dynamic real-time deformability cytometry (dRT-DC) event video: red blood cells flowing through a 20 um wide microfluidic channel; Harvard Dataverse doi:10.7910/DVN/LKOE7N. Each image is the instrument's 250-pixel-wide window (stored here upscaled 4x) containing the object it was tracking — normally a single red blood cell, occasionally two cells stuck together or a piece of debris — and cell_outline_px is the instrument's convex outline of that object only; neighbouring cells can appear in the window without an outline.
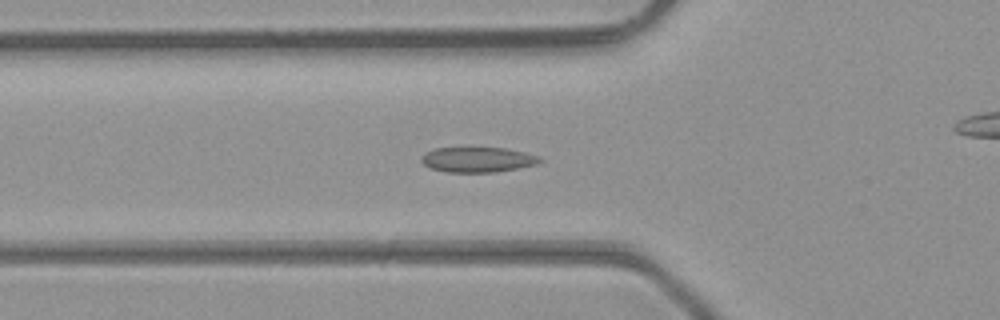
{"species": "common noctule bat (a hibernating species)", "species_latin": "Nyctalus noctula", "temperature_condition": "room temperature", "stored_images_in_passage": 39, "camera_frame_rate_fps": 3000, "um_per_image_px": 0.085, "animal": {"sex": "male", "body_mass_g": 23.1, "forearm_length_mm": 52.7}, "frame": {"image": 1, "passage_image": 7, "time_ms": 2.0, "image_size_px": [1000, 320], "cell_outline_px": [[544, 160], [536, 164], [496, 172], [448, 172], [428, 168], [420, 160], [420, 156], [436, 148], [504, 148], [524, 152], [540, 156]], "centroid_in_image_um": [40.59, 13.57], "position_along_channel_um": 85.2, "area_um2": 17.28}}
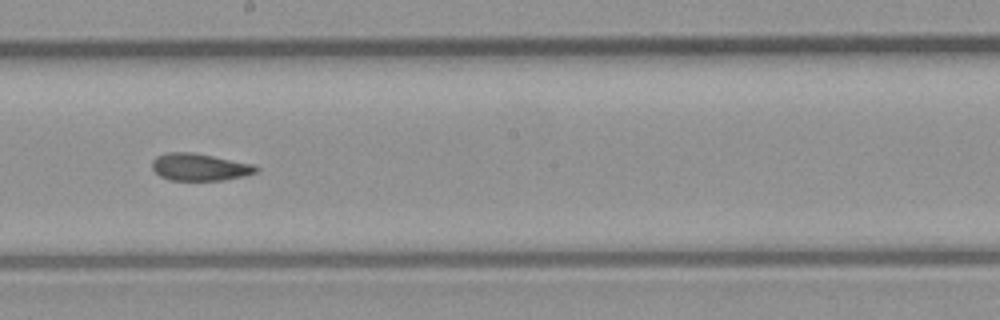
{"frame": {"image": 2, "passage_image": 17, "time_ms": 5.333, "image_size_px": [1000, 320], "cell_outline_px": [[260, 168], [256, 172], [244, 176], [224, 180], [168, 180], [160, 176], [152, 168], [152, 160], [156, 156], [168, 152], [192, 152], [256, 164]], "centroid_in_image_um": [16.99, 14.2], "position_along_channel_um": 231.2, "area_um2": 16.65}}
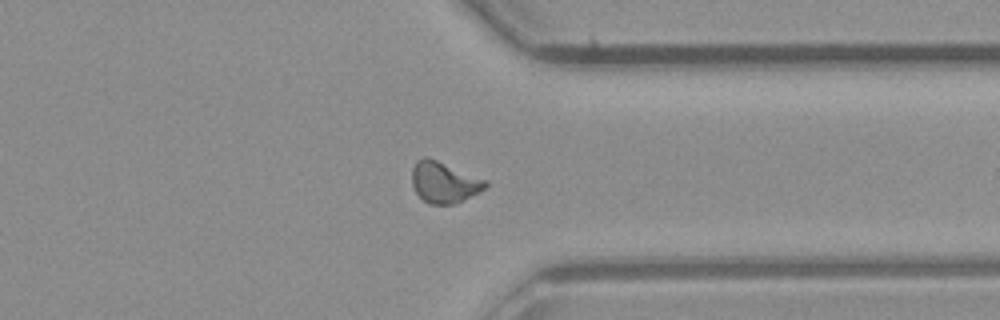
{"frame": {"image": 3, "passage_image": 27, "time_ms": 8.667, "image_size_px": [1000, 320], "cell_outline_px": [[488, 184], [484, 188], [452, 204], [428, 204], [416, 192], [412, 184], [412, 168], [416, 160], [424, 156], [436, 160], [488, 180]], "centroid_in_image_um": [37.71, 15.47], "position_along_channel_um": 373.7, "area_um2": 17.22}, "authors_computed_cell_mechanics": {"area_um2": 16.7042, "velocity_mm_per_s": 4.3456, "shape_relaxation_time_tau1_ms": 10.0808, "shape_relaxation_time_tau2_ms": 2.5278, "deformation_change_tau1": 0.2139, "deformation_change_tau2": 0.0694}}